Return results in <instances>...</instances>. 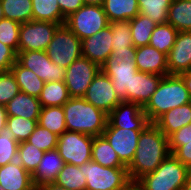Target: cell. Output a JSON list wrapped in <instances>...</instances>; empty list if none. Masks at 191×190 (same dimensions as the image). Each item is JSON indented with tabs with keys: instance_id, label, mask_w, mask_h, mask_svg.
<instances>
[{
	"instance_id": "obj_47",
	"label": "cell",
	"mask_w": 191,
	"mask_h": 190,
	"mask_svg": "<svg viewBox=\"0 0 191 190\" xmlns=\"http://www.w3.org/2000/svg\"><path fill=\"white\" fill-rule=\"evenodd\" d=\"M37 190H68V189L56 184L55 182H50L41 185L39 188H37Z\"/></svg>"
},
{
	"instance_id": "obj_26",
	"label": "cell",
	"mask_w": 191,
	"mask_h": 190,
	"mask_svg": "<svg viewBox=\"0 0 191 190\" xmlns=\"http://www.w3.org/2000/svg\"><path fill=\"white\" fill-rule=\"evenodd\" d=\"M20 91L35 97H39L45 82L34 72L22 67L17 61L11 67Z\"/></svg>"
},
{
	"instance_id": "obj_14",
	"label": "cell",
	"mask_w": 191,
	"mask_h": 190,
	"mask_svg": "<svg viewBox=\"0 0 191 190\" xmlns=\"http://www.w3.org/2000/svg\"><path fill=\"white\" fill-rule=\"evenodd\" d=\"M143 130L106 127L102 136L118 155L120 162L128 167L134 158L140 134Z\"/></svg>"
},
{
	"instance_id": "obj_37",
	"label": "cell",
	"mask_w": 191,
	"mask_h": 190,
	"mask_svg": "<svg viewBox=\"0 0 191 190\" xmlns=\"http://www.w3.org/2000/svg\"><path fill=\"white\" fill-rule=\"evenodd\" d=\"M44 153V151L35 147L33 144L23 141L20 142L18 146L17 161L32 175L39 165Z\"/></svg>"
},
{
	"instance_id": "obj_31",
	"label": "cell",
	"mask_w": 191,
	"mask_h": 190,
	"mask_svg": "<svg viewBox=\"0 0 191 190\" xmlns=\"http://www.w3.org/2000/svg\"><path fill=\"white\" fill-rule=\"evenodd\" d=\"M38 124L58 136L67 131L63 106L42 107Z\"/></svg>"
},
{
	"instance_id": "obj_54",
	"label": "cell",
	"mask_w": 191,
	"mask_h": 190,
	"mask_svg": "<svg viewBox=\"0 0 191 190\" xmlns=\"http://www.w3.org/2000/svg\"><path fill=\"white\" fill-rule=\"evenodd\" d=\"M0 190H5V189L2 187V185H0Z\"/></svg>"
},
{
	"instance_id": "obj_38",
	"label": "cell",
	"mask_w": 191,
	"mask_h": 190,
	"mask_svg": "<svg viewBox=\"0 0 191 190\" xmlns=\"http://www.w3.org/2000/svg\"><path fill=\"white\" fill-rule=\"evenodd\" d=\"M19 143L15 140L9 126L0 132V166L17 160Z\"/></svg>"
},
{
	"instance_id": "obj_2",
	"label": "cell",
	"mask_w": 191,
	"mask_h": 190,
	"mask_svg": "<svg viewBox=\"0 0 191 190\" xmlns=\"http://www.w3.org/2000/svg\"><path fill=\"white\" fill-rule=\"evenodd\" d=\"M63 110L67 131L96 137L101 136L106 128L108 115L83 97H71L63 105Z\"/></svg>"
},
{
	"instance_id": "obj_13",
	"label": "cell",
	"mask_w": 191,
	"mask_h": 190,
	"mask_svg": "<svg viewBox=\"0 0 191 190\" xmlns=\"http://www.w3.org/2000/svg\"><path fill=\"white\" fill-rule=\"evenodd\" d=\"M83 98L107 115L122 102L113 88L111 79L101 70L94 77Z\"/></svg>"
},
{
	"instance_id": "obj_3",
	"label": "cell",
	"mask_w": 191,
	"mask_h": 190,
	"mask_svg": "<svg viewBox=\"0 0 191 190\" xmlns=\"http://www.w3.org/2000/svg\"><path fill=\"white\" fill-rule=\"evenodd\" d=\"M191 98L179 75H167L161 79L157 90L143 107L150 123H154L169 110L190 103Z\"/></svg>"
},
{
	"instance_id": "obj_29",
	"label": "cell",
	"mask_w": 191,
	"mask_h": 190,
	"mask_svg": "<svg viewBox=\"0 0 191 190\" xmlns=\"http://www.w3.org/2000/svg\"><path fill=\"white\" fill-rule=\"evenodd\" d=\"M41 107L63 106L71 97L64 81H51L44 84L38 97Z\"/></svg>"
},
{
	"instance_id": "obj_20",
	"label": "cell",
	"mask_w": 191,
	"mask_h": 190,
	"mask_svg": "<svg viewBox=\"0 0 191 190\" xmlns=\"http://www.w3.org/2000/svg\"><path fill=\"white\" fill-rule=\"evenodd\" d=\"M163 76L138 71L132 78L130 102L144 107L150 100Z\"/></svg>"
},
{
	"instance_id": "obj_36",
	"label": "cell",
	"mask_w": 191,
	"mask_h": 190,
	"mask_svg": "<svg viewBox=\"0 0 191 190\" xmlns=\"http://www.w3.org/2000/svg\"><path fill=\"white\" fill-rule=\"evenodd\" d=\"M112 28V52L115 50H136L132 42L129 20L113 21Z\"/></svg>"
},
{
	"instance_id": "obj_43",
	"label": "cell",
	"mask_w": 191,
	"mask_h": 190,
	"mask_svg": "<svg viewBox=\"0 0 191 190\" xmlns=\"http://www.w3.org/2000/svg\"><path fill=\"white\" fill-rule=\"evenodd\" d=\"M182 141H191V124L181 127L168 137L170 154L182 146Z\"/></svg>"
},
{
	"instance_id": "obj_50",
	"label": "cell",
	"mask_w": 191,
	"mask_h": 190,
	"mask_svg": "<svg viewBox=\"0 0 191 190\" xmlns=\"http://www.w3.org/2000/svg\"><path fill=\"white\" fill-rule=\"evenodd\" d=\"M84 5H99L103 6L105 0H82Z\"/></svg>"
},
{
	"instance_id": "obj_48",
	"label": "cell",
	"mask_w": 191,
	"mask_h": 190,
	"mask_svg": "<svg viewBox=\"0 0 191 190\" xmlns=\"http://www.w3.org/2000/svg\"><path fill=\"white\" fill-rule=\"evenodd\" d=\"M182 80L184 81L185 83V86L188 90V93L190 95V98H191V71H188V72H185V73H182L179 75Z\"/></svg>"
},
{
	"instance_id": "obj_32",
	"label": "cell",
	"mask_w": 191,
	"mask_h": 190,
	"mask_svg": "<svg viewBox=\"0 0 191 190\" xmlns=\"http://www.w3.org/2000/svg\"><path fill=\"white\" fill-rule=\"evenodd\" d=\"M157 23L149 17L138 14L130 20V30L134 47L149 45V41Z\"/></svg>"
},
{
	"instance_id": "obj_40",
	"label": "cell",
	"mask_w": 191,
	"mask_h": 190,
	"mask_svg": "<svg viewBox=\"0 0 191 190\" xmlns=\"http://www.w3.org/2000/svg\"><path fill=\"white\" fill-rule=\"evenodd\" d=\"M26 141L46 152L56 149L58 135L50 132L48 129L43 128L38 124Z\"/></svg>"
},
{
	"instance_id": "obj_39",
	"label": "cell",
	"mask_w": 191,
	"mask_h": 190,
	"mask_svg": "<svg viewBox=\"0 0 191 190\" xmlns=\"http://www.w3.org/2000/svg\"><path fill=\"white\" fill-rule=\"evenodd\" d=\"M7 126L11 129L15 140L20 143L26 141L38 125V119H25L24 117L8 116Z\"/></svg>"
},
{
	"instance_id": "obj_52",
	"label": "cell",
	"mask_w": 191,
	"mask_h": 190,
	"mask_svg": "<svg viewBox=\"0 0 191 190\" xmlns=\"http://www.w3.org/2000/svg\"><path fill=\"white\" fill-rule=\"evenodd\" d=\"M123 190H142L136 182H131L125 189Z\"/></svg>"
},
{
	"instance_id": "obj_53",
	"label": "cell",
	"mask_w": 191,
	"mask_h": 190,
	"mask_svg": "<svg viewBox=\"0 0 191 190\" xmlns=\"http://www.w3.org/2000/svg\"><path fill=\"white\" fill-rule=\"evenodd\" d=\"M5 17H4V13H3V8H2V6H1V0H0V20L1 19H4Z\"/></svg>"
},
{
	"instance_id": "obj_24",
	"label": "cell",
	"mask_w": 191,
	"mask_h": 190,
	"mask_svg": "<svg viewBox=\"0 0 191 190\" xmlns=\"http://www.w3.org/2000/svg\"><path fill=\"white\" fill-rule=\"evenodd\" d=\"M103 9L110 23L120 20L130 21L139 14L137 0H105Z\"/></svg>"
},
{
	"instance_id": "obj_51",
	"label": "cell",
	"mask_w": 191,
	"mask_h": 190,
	"mask_svg": "<svg viewBox=\"0 0 191 190\" xmlns=\"http://www.w3.org/2000/svg\"><path fill=\"white\" fill-rule=\"evenodd\" d=\"M181 190H191V169H190L188 177L186 179V183L184 184V186Z\"/></svg>"
},
{
	"instance_id": "obj_21",
	"label": "cell",
	"mask_w": 191,
	"mask_h": 190,
	"mask_svg": "<svg viewBox=\"0 0 191 190\" xmlns=\"http://www.w3.org/2000/svg\"><path fill=\"white\" fill-rule=\"evenodd\" d=\"M64 164L62 157L56 149L46 151L35 172L32 174L34 186L39 188L43 184L54 182Z\"/></svg>"
},
{
	"instance_id": "obj_6",
	"label": "cell",
	"mask_w": 191,
	"mask_h": 190,
	"mask_svg": "<svg viewBox=\"0 0 191 190\" xmlns=\"http://www.w3.org/2000/svg\"><path fill=\"white\" fill-rule=\"evenodd\" d=\"M84 174L85 190H123L131 183L127 167H104L92 160L84 163Z\"/></svg>"
},
{
	"instance_id": "obj_19",
	"label": "cell",
	"mask_w": 191,
	"mask_h": 190,
	"mask_svg": "<svg viewBox=\"0 0 191 190\" xmlns=\"http://www.w3.org/2000/svg\"><path fill=\"white\" fill-rule=\"evenodd\" d=\"M0 185L5 190H37L32 175L17 160L0 166Z\"/></svg>"
},
{
	"instance_id": "obj_18",
	"label": "cell",
	"mask_w": 191,
	"mask_h": 190,
	"mask_svg": "<svg viewBox=\"0 0 191 190\" xmlns=\"http://www.w3.org/2000/svg\"><path fill=\"white\" fill-rule=\"evenodd\" d=\"M135 64L137 70L167 76V55L150 45L136 47Z\"/></svg>"
},
{
	"instance_id": "obj_41",
	"label": "cell",
	"mask_w": 191,
	"mask_h": 190,
	"mask_svg": "<svg viewBox=\"0 0 191 190\" xmlns=\"http://www.w3.org/2000/svg\"><path fill=\"white\" fill-rule=\"evenodd\" d=\"M20 23L11 19L0 20V42L19 52Z\"/></svg>"
},
{
	"instance_id": "obj_12",
	"label": "cell",
	"mask_w": 191,
	"mask_h": 190,
	"mask_svg": "<svg viewBox=\"0 0 191 190\" xmlns=\"http://www.w3.org/2000/svg\"><path fill=\"white\" fill-rule=\"evenodd\" d=\"M17 62L34 72L45 83L64 81L66 68L50 60L46 51H23L17 53Z\"/></svg>"
},
{
	"instance_id": "obj_33",
	"label": "cell",
	"mask_w": 191,
	"mask_h": 190,
	"mask_svg": "<svg viewBox=\"0 0 191 190\" xmlns=\"http://www.w3.org/2000/svg\"><path fill=\"white\" fill-rule=\"evenodd\" d=\"M4 17L20 24L33 20L31 0H1Z\"/></svg>"
},
{
	"instance_id": "obj_22",
	"label": "cell",
	"mask_w": 191,
	"mask_h": 190,
	"mask_svg": "<svg viewBox=\"0 0 191 190\" xmlns=\"http://www.w3.org/2000/svg\"><path fill=\"white\" fill-rule=\"evenodd\" d=\"M154 124L169 137L185 125L191 124V102L173 108L161 115Z\"/></svg>"
},
{
	"instance_id": "obj_4",
	"label": "cell",
	"mask_w": 191,
	"mask_h": 190,
	"mask_svg": "<svg viewBox=\"0 0 191 190\" xmlns=\"http://www.w3.org/2000/svg\"><path fill=\"white\" fill-rule=\"evenodd\" d=\"M135 56L136 50H115L101 67V71L111 79L117 96L124 102H130L132 78L138 72Z\"/></svg>"
},
{
	"instance_id": "obj_46",
	"label": "cell",
	"mask_w": 191,
	"mask_h": 190,
	"mask_svg": "<svg viewBox=\"0 0 191 190\" xmlns=\"http://www.w3.org/2000/svg\"><path fill=\"white\" fill-rule=\"evenodd\" d=\"M61 13L65 18L84 5L82 0H57Z\"/></svg>"
},
{
	"instance_id": "obj_30",
	"label": "cell",
	"mask_w": 191,
	"mask_h": 190,
	"mask_svg": "<svg viewBox=\"0 0 191 190\" xmlns=\"http://www.w3.org/2000/svg\"><path fill=\"white\" fill-rule=\"evenodd\" d=\"M33 20L65 24L57 0H31Z\"/></svg>"
},
{
	"instance_id": "obj_1",
	"label": "cell",
	"mask_w": 191,
	"mask_h": 190,
	"mask_svg": "<svg viewBox=\"0 0 191 190\" xmlns=\"http://www.w3.org/2000/svg\"><path fill=\"white\" fill-rule=\"evenodd\" d=\"M169 154L168 137L154 123H149L141 132L134 158L127 167L131 182L155 171Z\"/></svg>"
},
{
	"instance_id": "obj_35",
	"label": "cell",
	"mask_w": 191,
	"mask_h": 190,
	"mask_svg": "<svg viewBox=\"0 0 191 190\" xmlns=\"http://www.w3.org/2000/svg\"><path fill=\"white\" fill-rule=\"evenodd\" d=\"M139 14L149 17L157 24L167 23L168 9L172 0H137Z\"/></svg>"
},
{
	"instance_id": "obj_45",
	"label": "cell",
	"mask_w": 191,
	"mask_h": 190,
	"mask_svg": "<svg viewBox=\"0 0 191 190\" xmlns=\"http://www.w3.org/2000/svg\"><path fill=\"white\" fill-rule=\"evenodd\" d=\"M172 154L191 169V141H182V146L178 147Z\"/></svg>"
},
{
	"instance_id": "obj_17",
	"label": "cell",
	"mask_w": 191,
	"mask_h": 190,
	"mask_svg": "<svg viewBox=\"0 0 191 190\" xmlns=\"http://www.w3.org/2000/svg\"><path fill=\"white\" fill-rule=\"evenodd\" d=\"M169 75H180L191 69V31L178 32L167 55Z\"/></svg>"
},
{
	"instance_id": "obj_16",
	"label": "cell",
	"mask_w": 191,
	"mask_h": 190,
	"mask_svg": "<svg viewBox=\"0 0 191 190\" xmlns=\"http://www.w3.org/2000/svg\"><path fill=\"white\" fill-rule=\"evenodd\" d=\"M112 37V28L109 25L81 40L82 56L102 67L112 55Z\"/></svg>"
},
{
	"instance_id": "obj_44",
	"label": "cell",
	"mask_w": 191,
	"mask_h": 190,
	"mask_svg": "<svg viewBox=\"0 0 191 190\" xmlns=\"http://www.w3.org/2000/svg\"><path fill=\"white\" fill-rule=\"evenodd\" d=\"M17 61V52L8 45L0 42V73L11 70Z\"/></svg>"
},
{
	"instance_id": "obj_9",
	"label": "cell",
	"mask_w": 191,
	"mask_h": 190,
	"mask_svg": "<svg viewBox=\"0 0 191 190\" xmlns=\"http://www.w3.org/2000/svg\"><path fill=\"white\" fill-rule=\"evenodd\" d=\"M92 144L93 136L65 131L58 136L56 150L64 163L81 166L91 161Z\"/></svg>"
},
{
	"instance_id": "obj_27",
	"label": "cell",
	"mask_w": 191,
	"mask_h": 190,
	"mask_svg": "<svg viewBox=\"0 0 191 190\" xmlns=\"http://www.w3.org/2000/svg\"><path fill=\"white\" fill-rule=\"evenodd\" d=\"M167 22L178 32L191 31V0H172Z\"/></svg>"
},
{
	"instance_id": "obj_11",
	"label": "cell",
	"mask_w": 191,
	"mask_h": 190,
	"mask_svg": "<svg viewBox=\"0 0 191 190\" xmlns=\"http://www.w3.org/2000/svg\"><path fill=\"white\" fill-rule=\"evenodd\" d=\"M101 67L81 56L66 68L64 83L70 97H84L94 77L100 72Z\"/></svg>"
},
{
	"instance_id": "obj_25",
	"label": "cell",
	"mask_w": 191,
	"mask_h": 190,
	"mask_svg": "<svg viewBox=\"0 0 191 190\" xmlns=\"http://www.w3.org/2000/svg\"><path fill=\"white\" fill-rule=\"evenodd\" d=\"M91 160L104 167H125L120 162L115 150L102 135L93 137Z\"/></svg>"
},
{
	"instance_id": "obj_5",
	"label": "cell",
	"mask_w": 191,
	"mask_h": 190,
	"mask_svg": "<svg viewBox=\"0 0 191 190\" xmlns=\"http://www.w3.org/2000/svg\"><path fill=\"white\" fill-rule=\"evenodd\" d=\"M189 171L186 165L169 154L155 171L145 174L136 183L142 190H181Z\"/></svg>"
},
{
	"instance_id": "obj_42",
	"label": "cell",
	"mask_w": 191,
	"mask_h": 190,
	"mask_svg": "<svg viewBox=\"0 0 191 190\" xmlns=\"http://www.w3.org/2000/svg\"><path fill=\"white\" fill-rule=\"evenodd\" d=\"M20 89L11 70L0 73V105L5 106Z\"/></svg>"
},
{
	"instance_id": "obj_28",
	"label": "cell",
	"mask_w": 191,
	"mask_h": 190,
	"mask_svg": "<svg viewBox=\"0 0 191 190\" xmlns=\"http://www.w3.org/2000/svg\"><path fill=\"white\" fill-rule=\"evenodd\" d=\"M54 182L68 190H85L87 180L84 164L76 166L65 163Z\"/></svg>"
},
{
	"instance_id": "obj_49",
	"label": "cell",
	"mask_w": 191,
	"mask_h": 190,
	"mask_svg": "<svg viewBox=\"0 0 191 190\" xmlns=\"http://www.w3.org/2000/svg\"><path fill=\"white\" fill-rule=\"evenodd\" d=\"M7 119H8V114L6 111V107L0 105V132L6 126Z\"/></svg>"
},
{
	"instance_id": "obj_23",
	"label": "cell",
	"mask_w": 191,
	"mask_h": 190,
	"mask_svg": "<svg viewBox=\"0 0 191 190\" xmlns=\"http://www.w3.org/2000/svg\"><path fill=\"white\" fill-rule=\"evenodd\" d=\"M8 116L24 117L25 119H39L41 104L38 97L28 95L22 91L6 105Z\"/></svg>"
},
{
	"instance_id": "obj_8",
	"label": "cell",
	"mask_w": 191,
	"mask_h": 190,
	"mask_svg": "<svg viewBox=\"0 0 191 190\" xmlns=\"http://www.w3.org/2000/svg\"><path fill=\"white\" fill-rule=\"evenodd\" d=\"M65 25L80 39L92 36L110 25L103 6L83 5L66 18Z\"/></svg>"
},
{
	"instance_id": "obj_7",
	"label": "cell",
	"mask_w": 191,
	"mask_h": 190,
	"mask_svg": "<svg viewBox=\"0 0 191 190\" xmlns=\"http://www.w3.org/2000/svg\"><path fill=\"white\" fill-rule=\"evenodd\" d=\"M50 60L60 67H69L82 56L81 40L65 25H60L46 49Z\"/></svg>"
},
{
	"instance_id": "obj_15",
	"label": "cell",
	"mask_w": 191,
	"mask_h": 190,
	"mask_svg": "<svg viewBox=\"0 0 191 190\" xmlns=\"http://www.w3.org/2000/svg\"><path fill=\"white\" fill-rule=\"evenodd\" d=\"M149 120L143 107L132 102H120L109 114L106 127L144 130Z\"/></svg>"
},
{
	"instance_id": "obj_34",
	"label": "cell",
	"mask_w": 191,
	"mask_h": 190,
	"mask_svg": "<svg viewBox=\"0 0 191 190\" xmlns=\"http://www.w3.org/2000/svg\"><path fill=\"white\" fill-rule=\"evenodd\" d=\"M177 33L178 31L168 22L157 24L152 32L149 45L168 55L175 43Z\"/></svg>"
},
{
	"instance_id": "obj_10",
	"label": "cell",
	"mask_w": 191,
	"mask_h": 190,
	"mask_svg": "<svg viewBox=\"0 0 191 190\" xmlns=\"http://www.w3.org/2000/svg\"><path fill=\"white\" fill-rule=\"evenodd\" d=\"M61 24L31 20L20 25L19 52L46 51Z\"/></svg>"
}]
</instances>
